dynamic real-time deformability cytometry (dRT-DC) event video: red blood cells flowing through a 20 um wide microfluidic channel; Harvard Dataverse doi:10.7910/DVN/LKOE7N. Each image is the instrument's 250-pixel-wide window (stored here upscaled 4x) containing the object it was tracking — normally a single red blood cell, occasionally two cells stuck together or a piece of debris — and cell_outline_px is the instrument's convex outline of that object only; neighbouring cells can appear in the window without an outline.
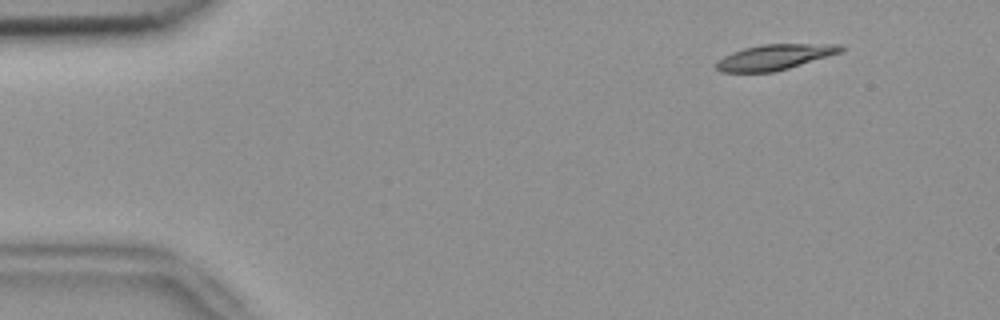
{"species": "common noctule bat (a hibernating species)", "species_latin": "Nyctalus noctula", "temperature_condition": "room temperature", "stored_images_in_passage": 48, "camera_frame_rate_fps": 3000, "um_per_image_px": 0.085, "animal": {"sex": "female", "body_mass_g": 18.4}, "frame": {"image": 1, "passage_image": 1, "time_ms": 0.0, "image_size_px": [1000, 320], "cell_outline_px": [[844, 48], [840, 52], [788, 68], [772, 72], [720, 72], [716, 68], [716, 60], [732, 52], [744, 48], [760, 44], [844, 44]], "centroid_in_image_um": [65.8, 4.85], "position_along_channel_um": 19.2, "area_um2": 18.32}}
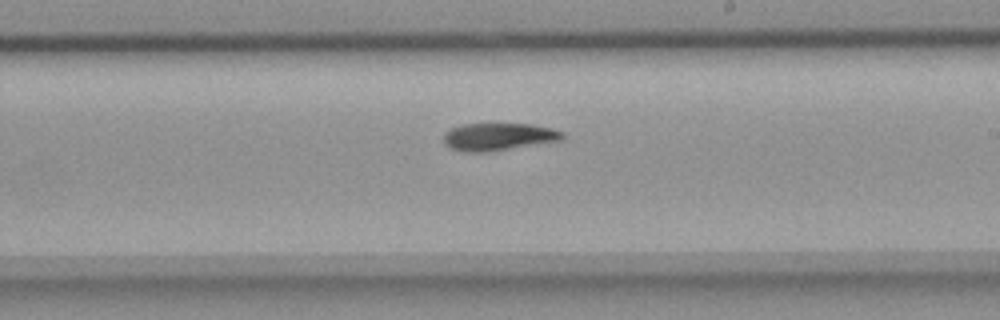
{"frame": {"image": 2, "passage_image": 26, "time_ms": 8.333, "image_size_px": [1000, 320], "cell_outline_px": [[564, 136], [560, 140], [488, 152], [464, 152], [452, 148], [444, 144], [444, 132], [460, 124], [532, 124], [552, 128], [564, 132]], "centroid_in_image_um": [42.34, 11.62], "position_along_channel_um": 246.7, "area_um2": 18.96}}
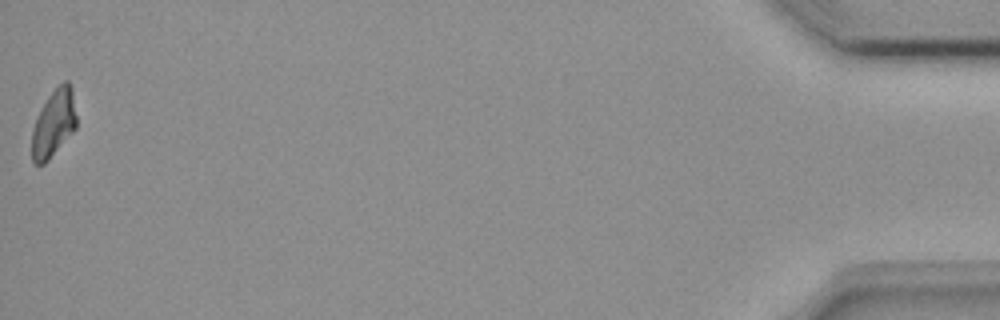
{"frame": {"image": 3, "passage_image": 48, "time_ms": 15.667, "image_size_px": [1000, 320], "cell_outline_px": [[76, 128], [48, 160], [44, 164], [36, 164], [32, 160], [32, 128], [36, 116], [48, 96], [64, 80], [68, 80], [72, 88], [76, 116]], "centroid_in_image_um": [4.56, 10.47], "position_along_channel_um": 430.6, "area_um2": 17.4}, "authors_computed_cell_mechanics": {"area_um2": 19.074, "velocity_mm_per_s": 3.8257, "shape_relaxation_time_tau1_ms": 10.402, "shape_relaxation_time_tau2_ms": null, "deformation_change_tau1": 0.227, "deformation_change_tau2": null}}